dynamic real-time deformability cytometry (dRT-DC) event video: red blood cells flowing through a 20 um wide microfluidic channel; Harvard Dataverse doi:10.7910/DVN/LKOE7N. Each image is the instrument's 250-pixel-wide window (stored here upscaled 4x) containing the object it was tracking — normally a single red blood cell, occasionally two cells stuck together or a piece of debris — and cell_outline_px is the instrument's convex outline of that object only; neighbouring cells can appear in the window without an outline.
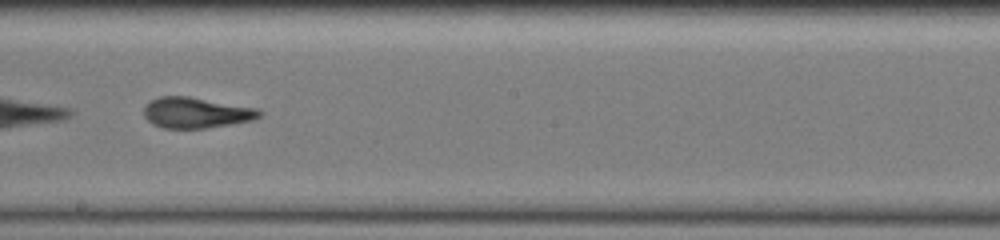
{"species": "common noctule bat (a hibernating species)", "species_latin": "Nyctalus noctula", "temperature_condition": "warm", "stored_images_in_passage": 25, "camera_frame_rate_fps": 3000, "um_per_image_px": 0.085, "animal": {"sex": "female", "body_mass_g": 19.5, "forearm_length_mm": 54.1}, "frame": {"image": 1, "passage_image": 18, "time_ms": 12.667, "image_size_px": [1000, 240], "cell_outline_px": [[264, 112], [260, 116], [252, 120], [204, 128], [164, 128], [152, 124], [144, 116], [144, 108], [152, 100], [160, 96], [188, 96], [260, 108]], "centroid_in_image_um": [16.7, 9.57], "position_along_channel_um": 231.5, "area_um2": 20.63}}